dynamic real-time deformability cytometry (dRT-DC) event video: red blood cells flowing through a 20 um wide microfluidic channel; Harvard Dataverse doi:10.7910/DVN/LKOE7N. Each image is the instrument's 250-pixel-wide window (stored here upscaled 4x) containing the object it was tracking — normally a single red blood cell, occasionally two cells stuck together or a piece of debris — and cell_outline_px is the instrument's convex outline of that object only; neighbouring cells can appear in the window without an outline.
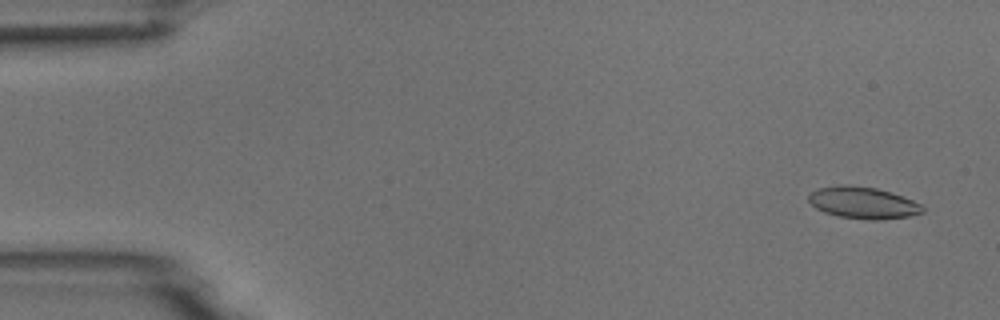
{"species": "common noctule bat (a hibernating species)", "species_latin": "Nyctalus noctula", "temperature_condition": "room temperature", "stored_images_in_passage": 4, "camera_frame_rate_fps": 3000, "um_per_image_px": 0.085, "animal": {"sex": "male", "body_mass_g": 18.8}, "frame": {"image": 1, "passage_image": 1, "time_ms": 0.0, "image_size_px": [1000, 320], "cell_outline_px": [[924, 212], [908, 216], [880, 220], [864, 220], [836, 216], [824, 212], [816, 208], [808, 200], [808, 196], [812, 192], [820, 188], [840, 184], [848, 184], [876, 188], [912, 200], [920, 204], [924, 208]], "centroid_in_image_um": [73.33, 17.24], "position_along_channel_um": 11.7, "area_um2": 21.04}}
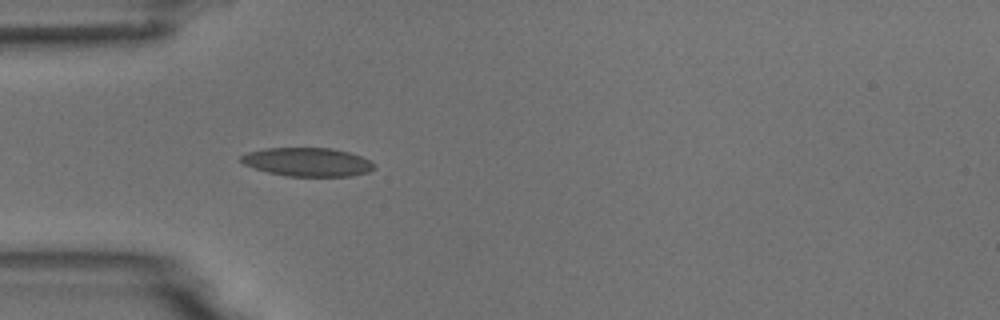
{"frame": {"image": 2, "passage_image": 4, "time_ms": 4.333, "image_size_px": [1000, 320], "cell_outline_px": [[376, 168], [368, 172], [352, 176], [288, 176], [268, 172], [244, 164], [240, 160], [240, 156], [248, 152], [264, 148], [332, 148], [348, 152], [372, 160], [376, 164]], "centroid_in_image_um": [26.19, 13.77], "position_along_channel_um": 58.8, "area_um2": 22.25}}